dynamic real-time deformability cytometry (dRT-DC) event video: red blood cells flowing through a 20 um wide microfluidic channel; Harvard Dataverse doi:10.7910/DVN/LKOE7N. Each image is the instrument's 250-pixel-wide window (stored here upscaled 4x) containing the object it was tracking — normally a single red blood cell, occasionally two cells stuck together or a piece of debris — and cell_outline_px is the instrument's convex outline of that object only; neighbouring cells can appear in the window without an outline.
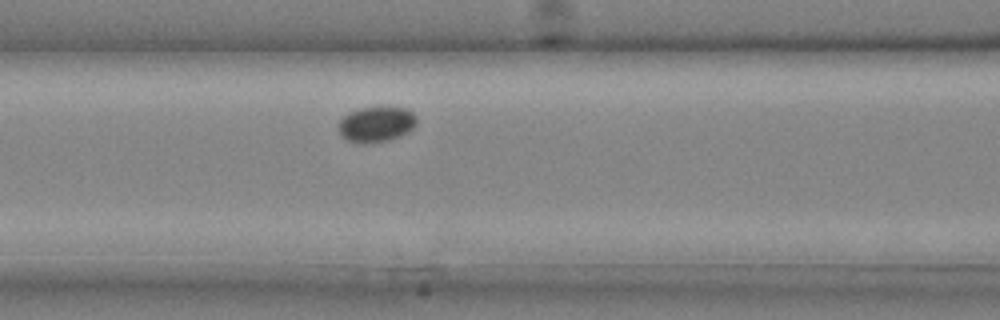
{"species": "common noctule bat (a hibernating species)", "species_latin": "Nyctalus noctula", "temperature_condition": "cold", "stored_images_in_passage": 22, "camera_frame_rate_fps": 3000, "um_per_image_px": 0.085, "animal": {"sex": "male", "body_mass_g": 20.4}, "frame": {"image": 1, "passage_image": 8, "time_ms": 2.333, "image_size_px": [1000, 320], "cell_outline_px": [[416, 124], [408, 132], [400, 136], [388, 140], [364, 144], [360, 144], [348, 140], [340, 136], [336, 128], [340, 120], [348, 112], [360, 108], [380, 104], [408, 108], [416, 116]], "centroid_in_image_um": [31.96, 10.52], "position_along_channel_um": 134.6, "area_um2": 16.94}}
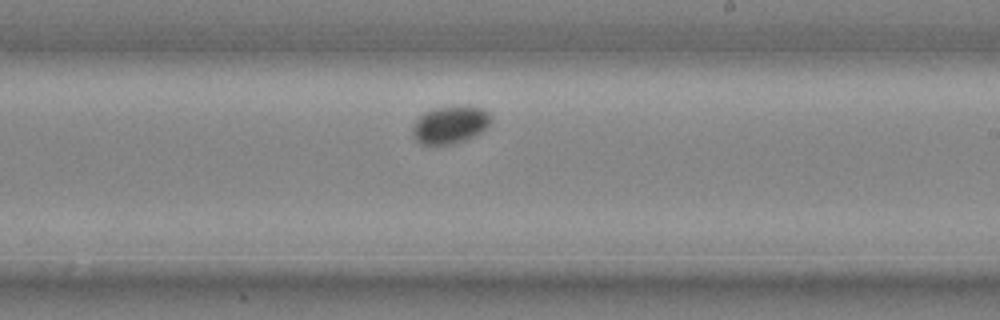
{"frame": {"image": 2, "passage_image": 14, "time_ms": 4.333, "image_size_px": [1000, 320], "cell_outline_px": [[492, 120], [480, 132], [464, 140], [452, 144], [432, 148], [420, 144], [416, 140], [412, 132], [412, 124], [424, 112], [432, 108], [484, 108], [492, 116]], "centroid_in_image_um": [38.18, 10.67], "position_along_channel_um": 250.8, "area_um2": 17.11}}
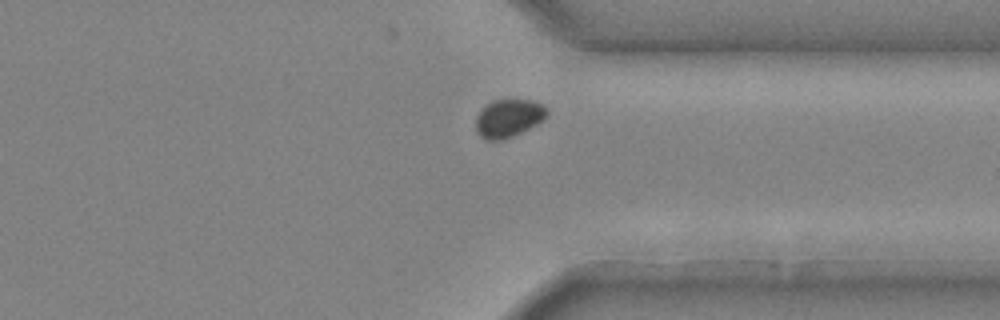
{"frame": {"image": 3, "passage_image": 20, "time_ms": 6.333, "image_size_px": [1000, 320], "cell_outline_px": [[548, 116], [544, 120], [512, 136], [500, 140], [484, 140], [476, 132], [476, 116], [492, 100], [532, 100], [544, 104], [548, 108]], "centroid_in_image_um": [43.25, 10.04], "position_along_channel_um": 368.1, "area_um2": 15.72}}